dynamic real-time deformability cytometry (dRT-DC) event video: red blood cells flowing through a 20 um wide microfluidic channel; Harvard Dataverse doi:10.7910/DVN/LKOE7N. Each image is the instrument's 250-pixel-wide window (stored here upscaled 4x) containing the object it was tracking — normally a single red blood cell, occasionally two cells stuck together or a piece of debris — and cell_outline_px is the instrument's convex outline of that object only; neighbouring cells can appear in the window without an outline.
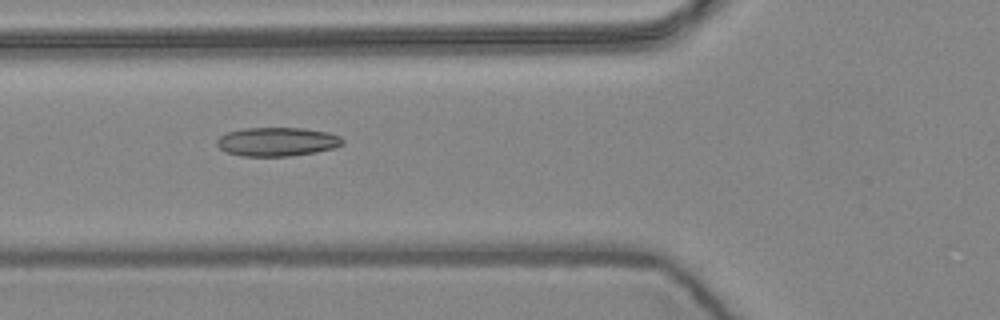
{"species": "common noctule bat (a hibernating species)", "species_latin": "Nyctalus noctula", "temperature_condition": "warm", "stored_images_in_passage": 6, "camera_frame_rate_fps": 3000, "um_per_image_px": 0.085, "animal": {"sex": "female", "body_mass_g": 24.6, "forearm_length_mm": 56.2}, "frame": {"image": 1, "passage_image": 6, "time_ms": 1.667, "image_size_px": [1000, 320], "cell_outline_px": [[344, 144], [336, 148], [316, 152], [288, 156], [244, 156], [228, 152], [220, 148], [216, 144], [216, 140], [220, 136], [228, 132], [244, 128], [304, 128], [328, 132], [340, 136], [344, 140]], "centroid_in_image_um": [23.6, 12.04], "position_along_channel_um": 102.2, "area_um2": 21.15}}